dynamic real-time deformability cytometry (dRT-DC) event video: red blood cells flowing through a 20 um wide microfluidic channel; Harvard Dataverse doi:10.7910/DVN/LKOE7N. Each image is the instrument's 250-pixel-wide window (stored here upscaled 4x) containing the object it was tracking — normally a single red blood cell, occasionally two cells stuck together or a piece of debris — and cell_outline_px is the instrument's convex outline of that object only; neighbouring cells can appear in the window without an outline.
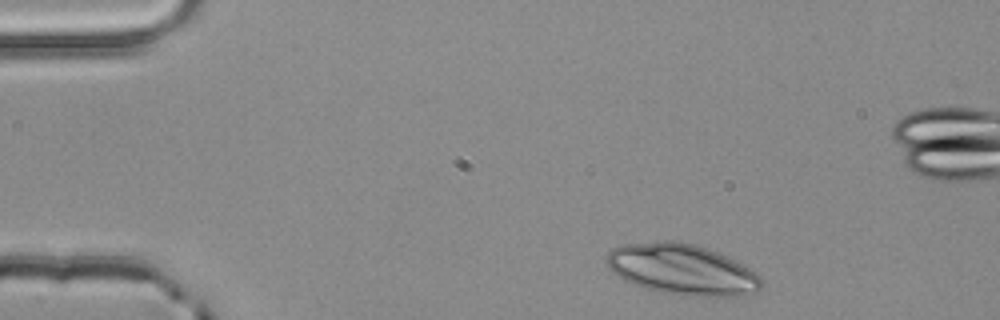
{"species": "common noctule bat (a hibernating species)", "species_latin": "Nyctalus noctula", "temperature_condition": "room temperature", "stored_images_in_passage": 3, "camera_frame_rate_fps": 3000, "um_per_image_px": 0.085, "animal": {"sex": "male", "body_mass_g": 20.4}, "frame": {"image": 1, "passage_image": 1, "time_ms": 0.0, "image_size_px": [1000, 320], "cell_outline_px": [[764, 284], [756, 292], [744, 296], [696, 296], [668, 292], [644, 288], [624, 280], [612, 272], [604, 264], [604, 260], [608, 252], [612, 248], [620, 244], [656, 240], [676, 240], [696, 244], [708, 248], [736, 260], [756, 272], [760, 276]], "centroid_in_image_um": [57.95, 22.87], "position_along_channel_um": 27.0, "area_um2": 46.41}}